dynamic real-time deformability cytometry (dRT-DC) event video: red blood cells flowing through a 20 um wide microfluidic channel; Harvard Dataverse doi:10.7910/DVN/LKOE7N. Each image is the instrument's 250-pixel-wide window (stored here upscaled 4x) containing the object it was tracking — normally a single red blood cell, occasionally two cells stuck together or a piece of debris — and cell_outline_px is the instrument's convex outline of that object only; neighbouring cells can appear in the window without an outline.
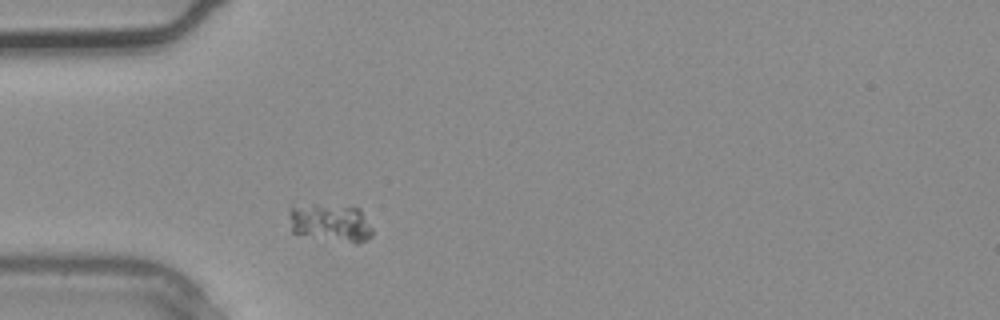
{"species": "common noctule bat (a hibernating species)", "species_latin": "Nyctalus noctula", "temperature_condition": "warm", "stored_images_in_passage": 1, "camera_frame_rate_fps": 3000, "um_per_image_px": 0.085, "animal": {"sex": "male", "body_mass_g": 20.4}, "frame": {"image": 1, "passage_image": 1, "time_ms": 0.0, "image_size_px": [1000, 320], "cell_outline_px": [[372, 236], [368, 240], [356, 244], [292, 232], [288, 216], [288, 212], [292, 204], [316, 204], [360, 208], [372, 228]], "centroid_in_image_um": [28.08, 18.91], "position_along_channel_um": 56.9, "area_um2": 18.61}}